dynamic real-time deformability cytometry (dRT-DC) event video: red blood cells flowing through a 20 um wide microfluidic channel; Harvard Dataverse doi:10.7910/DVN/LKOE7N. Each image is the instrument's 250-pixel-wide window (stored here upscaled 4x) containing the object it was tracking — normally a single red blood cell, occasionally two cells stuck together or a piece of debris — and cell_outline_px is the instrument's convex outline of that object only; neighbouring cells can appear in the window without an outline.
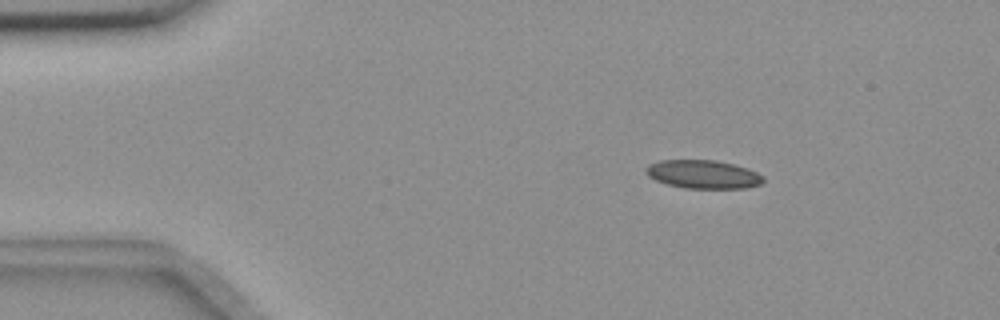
{"species": "common noctule bat (a hibernating species)", "species_latin": "Nyctalus noctula", "temperature_condition": "room temperature", "stored_images_in_passage": 48, "camera_frame_rate_fps": 3000, "um_per_image_px": 0.085, "animal": {"sex": "female", "body_mass_g": 18.4}, "frame": {"image": 1, "passage_image": 1, "time_ms": 0.0, "image_size_px": [1000, 320], "cell_outline_px": [[764, 180], [760, 184], [748, 188], [688, 188], [668, 184], [656, 180], [648, 176], [648, 164], [660, 160], [716, 160], [748, 168], [764, 176]], "centroid_in_image_um": [59.81, 14.81], "position_along_channel_um": 25.2, "area_um2": 19.25}}
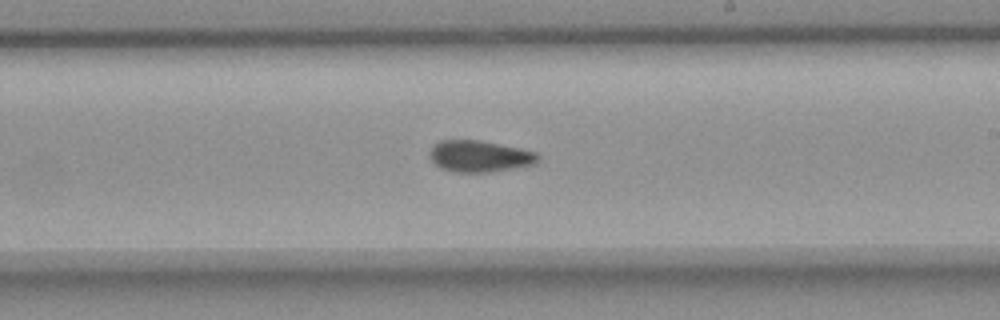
{"frame": {"image": 2, "passage_image": 25, "time_ms": 8.0, "image_size_px": [1000, 320], "cell_outline_px": [[540, 160], [536, 164], [488, 172], [452, 172], [440, 168], [428, 156], [432, 148], [440, 140], [480, 140], [520, 148], [536, 152], [540, 156]], "centroid_in_image_um": [40.78, 13.28], "position_along_channel_um": 248.2, "area_um2": 19.88}}
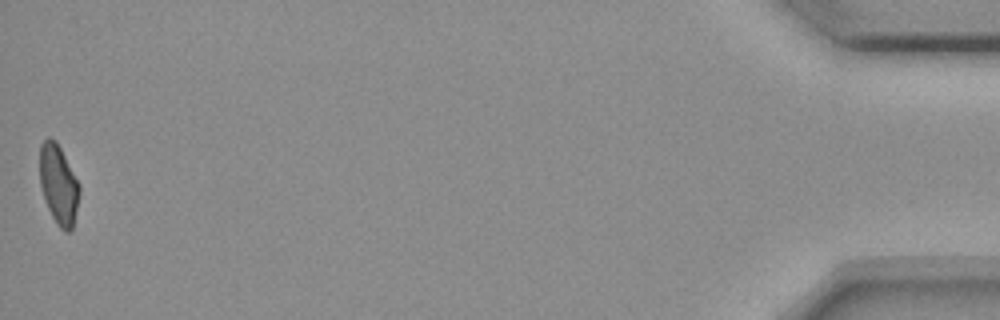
{"frame": {"image": 3, "passage_image": 48, "time_ms": 15.667, "image_size_px": [1000, 320], "cell_outline_px": [[80, 192], [72, 228], [68, 232], [64, 232], [56, 224], [48, 208], [40, 184], [40, 144], [48, 136], [56, 140], [80, 184]], "centroid_in_image_um": [4.98, 15.66], "position_along_channel_um": 430.2, "area_um2": 18.32}, "authors_computed_cell_mechanics": {"area_um2": 19.6809, "velocity_mm_per_s": 3.6409, "shape_relaxation_time_tau1_ms": null, "shape_relaxation_time_tau2_ms": 3.8341, "deformation_change_tau1": null, "deformation_change_tau2": 0.0876}}